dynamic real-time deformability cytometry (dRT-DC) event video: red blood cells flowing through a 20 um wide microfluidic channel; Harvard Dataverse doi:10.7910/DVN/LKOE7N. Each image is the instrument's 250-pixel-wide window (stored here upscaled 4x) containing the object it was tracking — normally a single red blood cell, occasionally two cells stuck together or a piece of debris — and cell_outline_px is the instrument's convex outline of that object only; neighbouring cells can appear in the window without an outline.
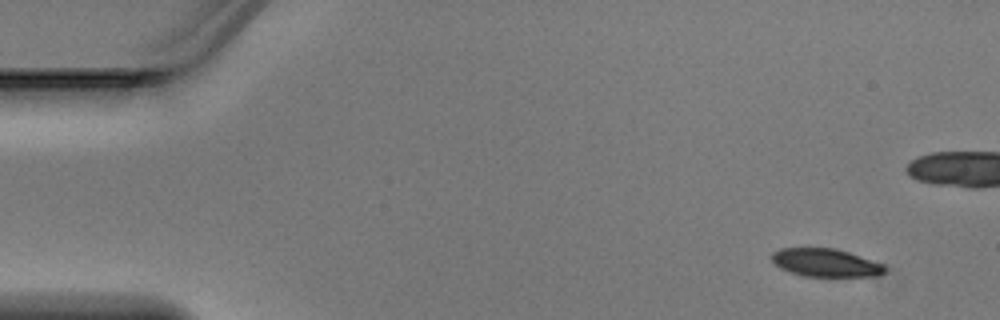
{"species": "Egyptian fruit bat (a non-hibernating species)", "species_latin": "Rousettus aegyptiacus", "temperature_condition": "warm", "stored_images_in_passage": 6, "camera_frame_rate_fps": 3000, "um_per_image_px": 0.085, "animal": {"sex": "male"}, "frame": {"image": 1, "passage_image": 1, "time_ms": 0.0, "image_size_px": [1000, 320], "cell_outline_px": [[888, 268], [880, 276], [804, 276], [780, 268], [772, 260], [772, 252], [780, 248], [836, 248], [884, 264]], "centroid_in_image_um": [70.21, 22.33], "position_along_channel_um": 14.8, "area_um2": 18.44}}
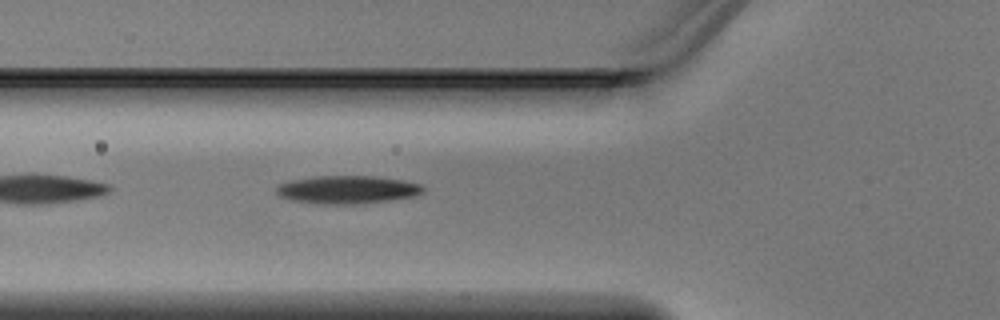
{"frame": {"image": 2, "passage_image": 6, "time_ms": 1.667, "image_size_px": [1000, 320], "cell_outline_px": [[424, 192], [416, 196], [388, 200], [352, 204], [324, 204], [292, 200], [280, 196], [276, 192], [276, 184], [292, 180], [320, 176], [372, 176], [404, 180], [420, 184], [424, 188]], "centroid_in_image_um": [29.53, 16.11], "position_along_channel_um": 96.3, "area_um2": 23.81}}